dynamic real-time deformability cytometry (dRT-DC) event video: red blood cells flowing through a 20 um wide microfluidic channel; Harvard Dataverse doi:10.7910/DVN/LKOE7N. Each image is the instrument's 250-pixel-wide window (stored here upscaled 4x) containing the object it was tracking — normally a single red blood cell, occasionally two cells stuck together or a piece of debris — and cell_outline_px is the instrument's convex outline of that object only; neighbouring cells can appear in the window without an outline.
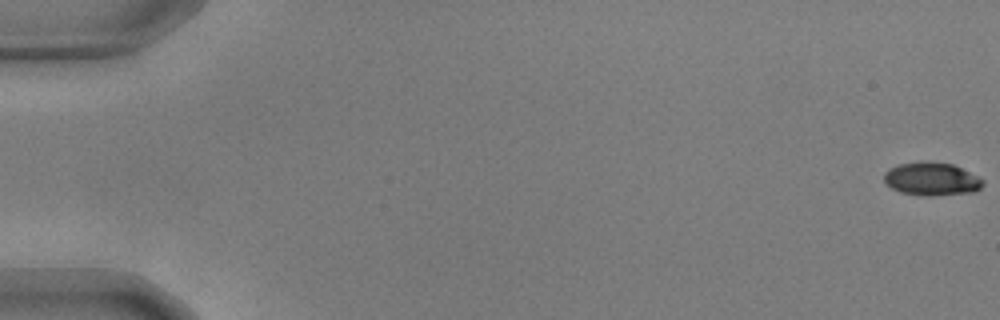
{"species": "common noctule bat (a hibernating species)", "species_latin": "Nyctalus noctula", "temperature_condition": "warm", "stored_images_in_passage": 54, "camera_frame_rate_fps": 3000, "um_per_image_px": 0.085, "animal": {"sex": "male", "body_mass_g": 17.9, "forearm_length_mm": 54.2}, "frame": {"image": 1, "passage_image": 1, "time_ms": 0.0, "image_size_px": [1000, 320], "cell_outline_px": [[984, 184], [976, 192], [932, 196], [920, 196], [900, 192], [892, 188], [884, 180], [884, 172], [888, 168], [900, 164], [920, 160], [928, 160], [952, 164], [984, 180]], "centroid_in_image_um": [79.17, 15.21], "position_along_channel_um": 5.8, "area_um2": 19.36}}
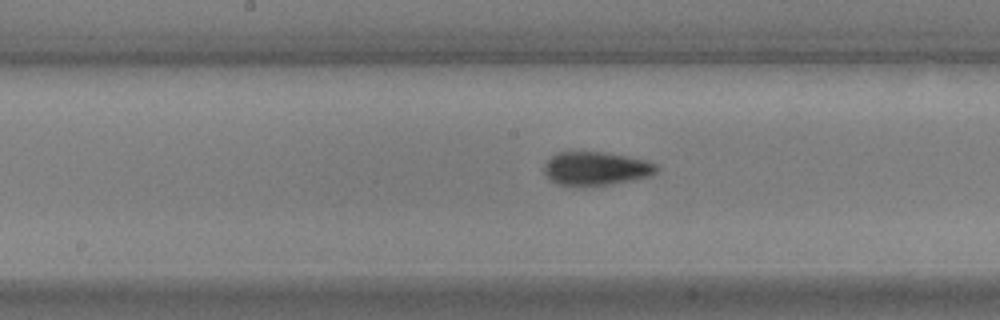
{"frame": {"image": 2, "passage_image": 30, "time_ms": 9.667, "image_size_px": [1000, 320], "cell_outline_px": [[660, 168], [656, 172], [648, 176], [632, 180], [584, 188], [568, 188], [556, 184], [544, 172], [544, 164], [556, 152], [604, 152], [648, 160], [656, 164]], "centroid_in_image_um": [50.63, 14.36], "position_along_channel_um": 197.6, "area_um2": 22.48}}
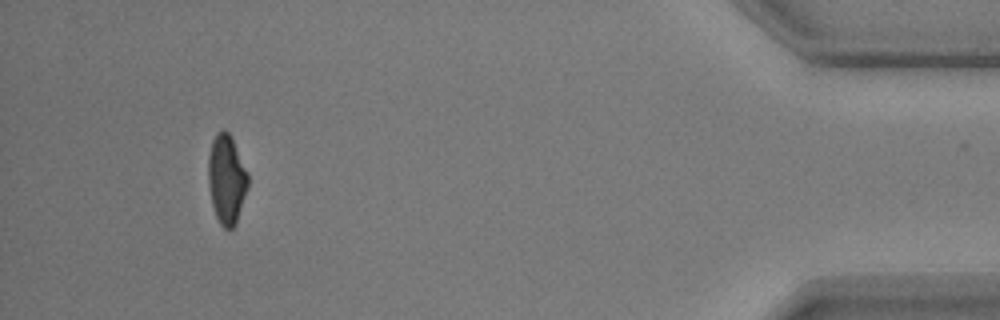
{"frame": {"image": 3, "passage_image": 53, "time_ms": 17.333, "image_size_px": [1000, 320], "cell_outline_px": [[248, 184], [236, 224], [232, 228], [224, 228], [220, 224], [216, 216], [212, 204], [208, 184], [208, 156], [212, 140], [216, 132], [224, 128], [228, 132], [248, 172]], "centroid_in_image_um": [19.24, 15.22], "position_along_channel_um": 416.0, "area_um2": 20.52}, "authors_computed_cell_mechanics": {"area_um2": 21.2415, "velocity_mm_per_s": 3.6639, "shape_relaxation_time_tau1_ms": 4.0237, "shape_relaxation_time_tau2_ms": 1.8308, "deformation_change_tau1": 0.1607, "deformation_change_tau2": 0.0723}}